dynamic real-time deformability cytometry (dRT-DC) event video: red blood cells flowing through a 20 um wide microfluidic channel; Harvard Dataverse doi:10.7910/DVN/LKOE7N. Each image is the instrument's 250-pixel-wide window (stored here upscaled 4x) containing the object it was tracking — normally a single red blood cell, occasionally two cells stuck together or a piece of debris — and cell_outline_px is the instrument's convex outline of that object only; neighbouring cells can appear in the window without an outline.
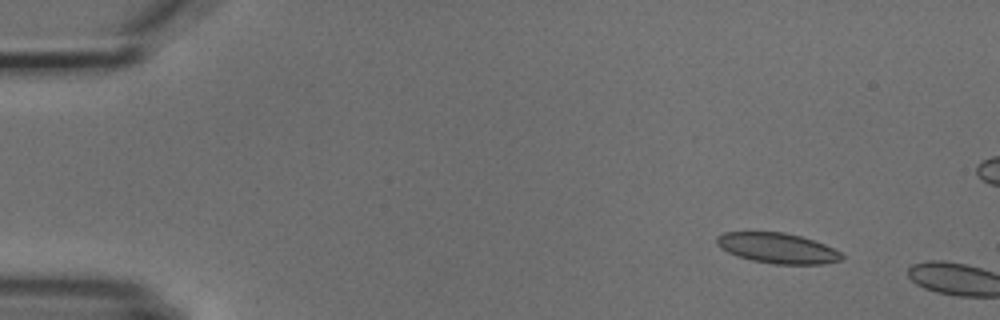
{"species": "common noctule bat (a hibernating species)", "species_latin": "Nyctalus noctula", "temperature_condition": "cold", "stored_images_in_passage": 2, "camera_frame_rate_fps": 3000, "um_per_image_px": 0.085, "animal": {"sex": "male", "body_mass_g": 18.8}, "frame": {"image": 1, "passage_image": 1, "time_ms": 0.0, "image_size_px": [1000, 320], "cell_outline_px": [[844, 260], [820, 264], [776, 264], [752, 260], [736, 256], [720, 248], [716, 244], [716, 236], [724, 232], [784, 232], [800, 236], [824, 244], [840, 252], [844, 256]], "centroid_in_image_um": [66.06, 21.09], "position_along_channel_um": 18.9, "area_um2": 22.08}}